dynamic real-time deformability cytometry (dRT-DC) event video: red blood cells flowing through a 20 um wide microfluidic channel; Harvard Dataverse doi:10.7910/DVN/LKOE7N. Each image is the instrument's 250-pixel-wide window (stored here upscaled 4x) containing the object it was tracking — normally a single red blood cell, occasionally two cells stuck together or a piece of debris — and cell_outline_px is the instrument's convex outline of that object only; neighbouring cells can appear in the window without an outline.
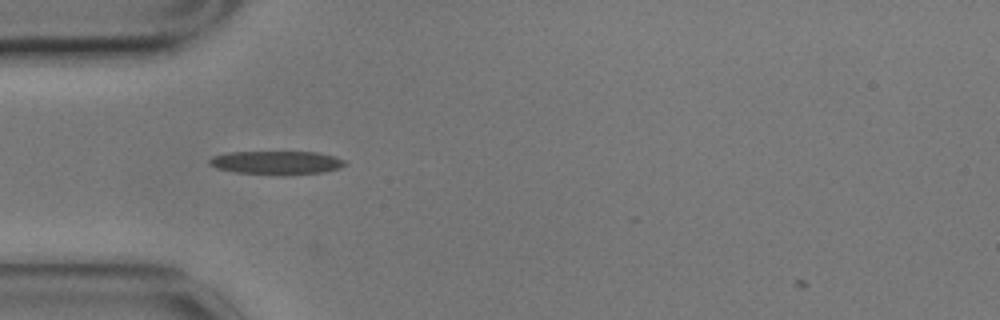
{"species": "common noctule bat (a hibernating species)", "species_latin": "Nyctalus noctula", "temperature_condition": "cold", "stored_images_in_passage": 29, "camera_frame_rate_fps": 3000, "um_per_image_px": 0.085, "animal": {"sex": "male", "body_mass_g": 17.9}, "frame": {"image": 1, "passage_image": 1, "time_ms": 0.0, "image_size_px": [1000, 320], "cell_outline_px": [[348, 164], [340, 168], [324, 172], [284, 176], [280, 176], [236, 172], [216, 168], [208, 164], [208, 160], [212, 156], [228, 152], [316, 152], [336, 156], [344, 160]], "centroid_in_image_um": [23.52, 13.84], "position_along_channel_um": 61.5, "area_um2": 19.02}}
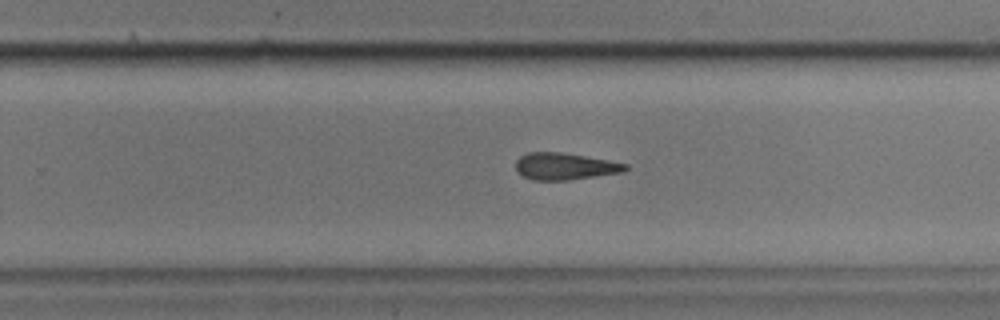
{"frame": {"image": 2, "passage_image": 20, "time_ms": 6.333, "image_size_px": [1000, 320], "cell_outline_px": [[628, 168], [624, 172], [568, 180], [532, 180], [516, 172], [516, 160], [520, 156], [528, 152], [560, 152], [608, 160], [628, 164]], "centroid_in_image_um": [47.99, 14.14], "position_along_channel_um": 281.8, "area_um2": 17.17}}
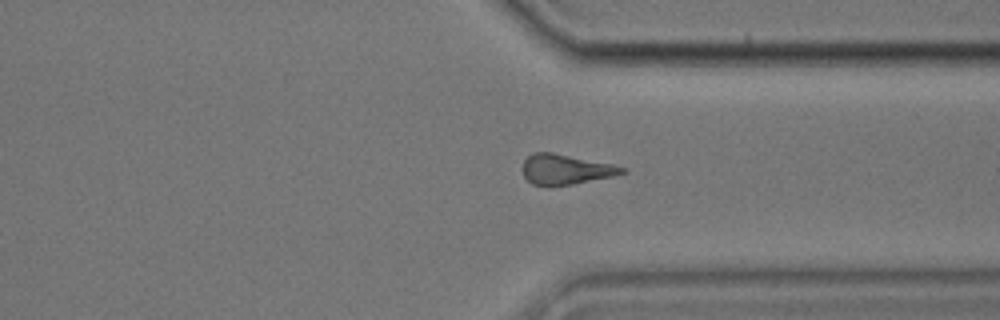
{"frame": {"image": 3, "passage_image": 27, "time_ms": 8.667, "image_size_px": [1000, 320], "cell_outline_px": [[628, 172], [612, 176], [552, 188], [532, 184], [524, 176], [524, 160], [532, 152], [552, 152], [612, 164], [628, 168]], "centroid_in_image_um": [48.08, 14.41], "position_along_channel_um": 363.3, "area_um2": 17.63}}